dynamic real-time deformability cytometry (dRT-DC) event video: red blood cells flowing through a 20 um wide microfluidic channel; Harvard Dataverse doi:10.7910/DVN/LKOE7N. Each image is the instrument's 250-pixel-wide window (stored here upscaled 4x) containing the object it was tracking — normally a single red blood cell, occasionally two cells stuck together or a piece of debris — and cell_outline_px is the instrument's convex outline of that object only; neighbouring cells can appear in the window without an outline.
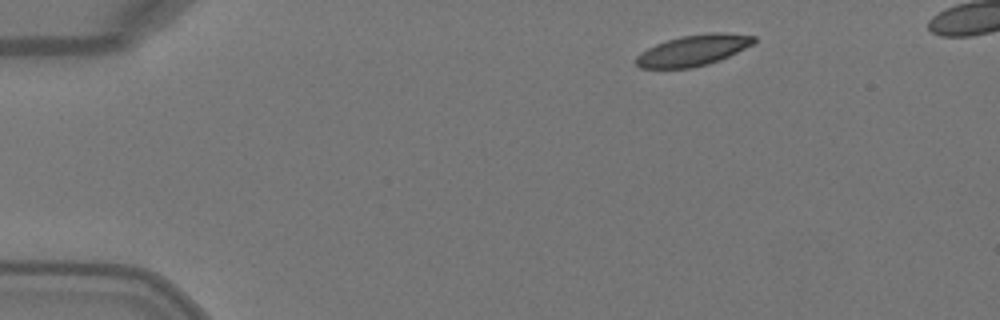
{"species": "Egyptian fruit bat (a non-hibernating species)", "species_latin": "Rousettus aegyptiacus", "temperature_condition": "warm", "stored_images_in_passage": 4, "camera_frame_rate_fps": 3000, "um_per_image_px": 0.085, "animal": {"sex": "female"}, "frame": {"image": 1, "passage_image": 1, "time_ms": 0.0, "image_size_px": [1000, 320], "cell_outline_px": [[756, 40], [752, 44], [720, 60], [708, 64], [692, 68], [640, 68], [636, 64], [636, 56], [640, 52], [656, 44], [680, 36], [712, 32], [724, 32], [756, 36]], "centroid_in_image_um": [58.91, 4.27], "position_along_channel_um": 26.1, "area_um2": 21.15}}